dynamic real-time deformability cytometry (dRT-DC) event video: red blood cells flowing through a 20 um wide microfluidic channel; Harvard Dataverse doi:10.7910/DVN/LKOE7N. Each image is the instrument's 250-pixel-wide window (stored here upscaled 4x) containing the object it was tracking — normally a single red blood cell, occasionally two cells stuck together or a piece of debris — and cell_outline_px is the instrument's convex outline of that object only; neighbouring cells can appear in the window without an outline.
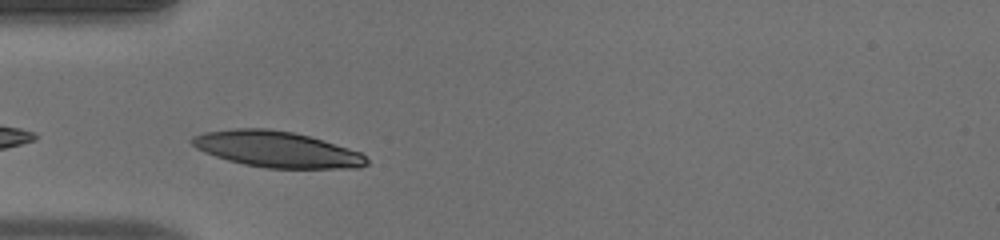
{"species": "human", "species_latin": "Homo sapiens", "temperature_condition": "warm", "stored_images_in_passage": 30, "camera_frame_rate_fps": 3000, "um_per_image_px": 0.085, "donor": {"sex": "male"}, "frame": {"image": 1, "passage_image": 1, "time_ms": 0.0, "image_size_px": [1000, 240], "cell_outline_px": [[368, 164], [360, 168], [268, 168], [244, 164], [228, 160], [204, 152], [196, 148], [188, 140], [192, 136], [204, 132], [236, 128], [268, 128], [292, 132], [308, 136], [348, 148], [360, 152], [368, 160]], "centroid_in_image_um": [23.49, 12.69], "position_along_channel_um": 61.5, "area_um2": 36.47}}
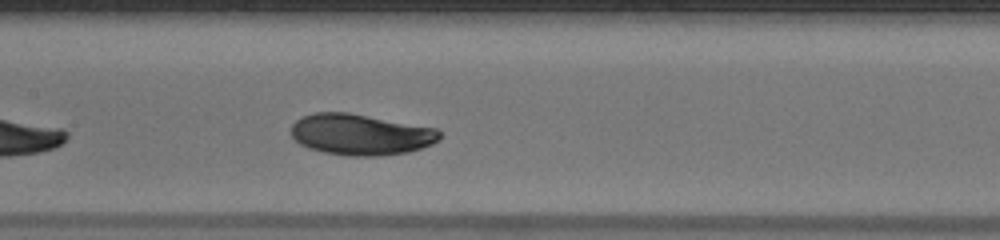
{"frame": {"image": 2, "passage_image": 10, "time_ms": 3.0, "image_size_px": [1000, 240], "cell_outline_px": [[440, 140], [432, 144], [408, 152], [380, 156], [348, 156], [324, 152], [308, 148], [300, 144], [292, 136], [292, 124], [296, 120], [304, 116], [316, 112], [348, 112], [436, 128], [440, 132]], "centroid_in_image_um": [30.66, 11.43], "position_along_channel_um": 176.7, "area_um2": 35.49}}
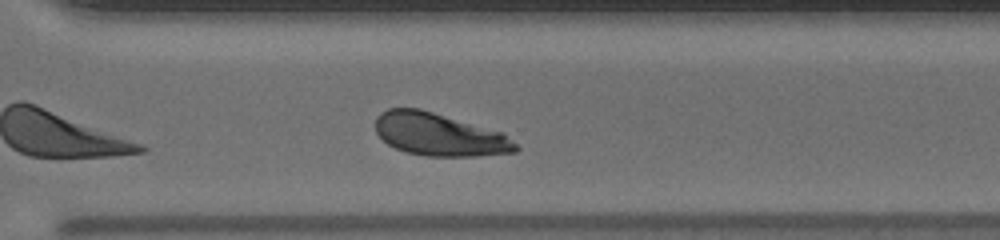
{"frame": {"image": 3, "passage_image": 22, "time_ms": 7.0, "image_size_px": [1000, 240], "cell_outline_px": [[520, 148], [516, 152], [476, 156], [424, 156], [404, 152], [388, 144], [376, 132], [376, 116], [380, 112], [388, 108], [420, 108], [504, 132]], "centroid_in_image_um": [37.35, 11.43], "position_along_channel_um": 333.3, "area_um2": 35.14}, "authors_computed_cell_mechanics": {"area_um2": 35.8071, "velocity_mm_per_s": 3.9168, "shape_relaxation_time_tau1_ms": 2.9452, "shape_relaxation_time_tau2_ms": null, "deformation_change_tau1": 0.1528, "deformation_change_tau2": null}}